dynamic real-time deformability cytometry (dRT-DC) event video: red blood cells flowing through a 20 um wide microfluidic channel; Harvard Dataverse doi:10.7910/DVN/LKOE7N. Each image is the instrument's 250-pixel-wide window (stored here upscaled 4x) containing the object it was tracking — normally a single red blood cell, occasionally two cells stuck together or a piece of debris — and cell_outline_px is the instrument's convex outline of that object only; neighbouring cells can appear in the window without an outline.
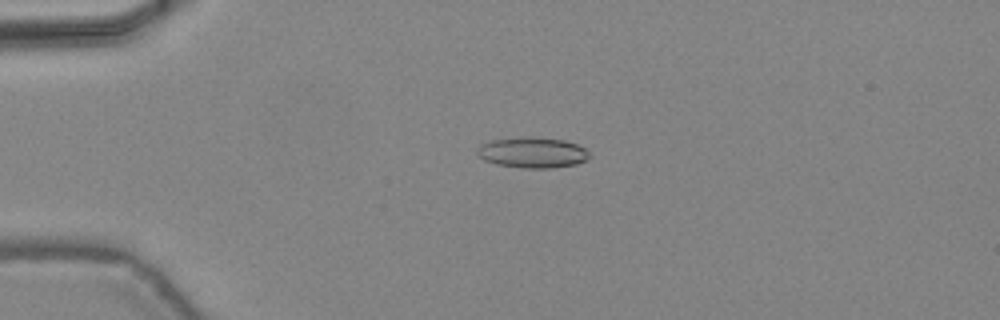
{"species": "common noctule bat (a hibernating species)", "species_latin": "Nyctalus noctula", "temperature_condition": "warm", "stored_images_in_passage": 47, "camera_frame_rate_fps": 3000, "um_per_image_px": 0.085, "animal": {"sex": "female", "body_mass_g": 24.6, "forearm_length_mm": 56.2}, "frame": {"image": 1, "passage_image": 12, "time_ms": 3.667, "image_size_px": [1000, 320], "cell_outline_px": [[592, 156], [588, 160], [576, 164], [552, 168], [524, 168], [496, 164], [484, 160], [476, 152], [476, 148], [480, 144], [492, 140], [528, 136], [564, 140], [576, 144], [584, 148]], "centroid_in_image_um": [45.27, 12.97], "position_along_channel_um": 39.7, "area_um2": 20.17}}
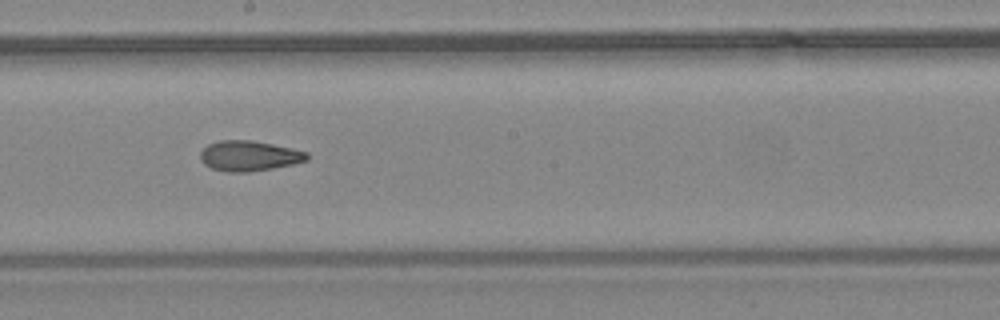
{"frame": {"image": 2, "passage_image": 27, "time_ms": 8.667, "image_size_px": [1000, 320], "cell_outline_px": [[308, 160], [292, 164], [272, 168], [248, 172], [228, 172], [212, 168], [204, 164], [200, 160], [200, 152], [208, 144], [220, 140], [252, 140], [292, 148], [308, 152]], "centroid_in_image_um": [21.16, 13.24], "position_along_channel_um": 227.0, "area_um2": 18.79}}
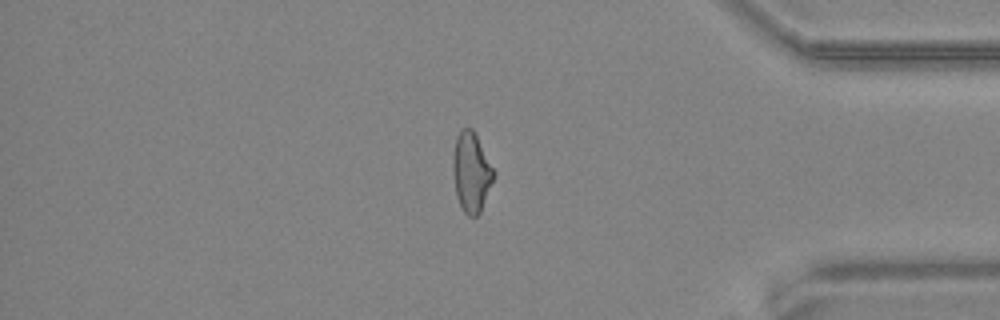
{"frame": {"image": 3, "passage_image": 40, "time_ms": 13.0, "image_size_px": [1000, 320], "cell_outline_px": [[496, 172], [480, 212], [476, 216], [468, 216], [464, 212], [456, 196], [452, 172], [452, 160], [456, 136], [460, 128], [472, 128]], "centroid_in_image_um": [40.04, 14.61], "position_along_channel_um": 395.2, "area_um2": 18.96}, "authors_computed_cell_mechanics": {"area_um2": 19.1896, "velocity_mm_per_s": 4.478, "shape_relaxation_time_tau1_ms": null, "shape_relaxation_time_tau2_ms": 1.9611, "deformation_change_tau1": null, "deformation_change_tau2": 0.1012}}